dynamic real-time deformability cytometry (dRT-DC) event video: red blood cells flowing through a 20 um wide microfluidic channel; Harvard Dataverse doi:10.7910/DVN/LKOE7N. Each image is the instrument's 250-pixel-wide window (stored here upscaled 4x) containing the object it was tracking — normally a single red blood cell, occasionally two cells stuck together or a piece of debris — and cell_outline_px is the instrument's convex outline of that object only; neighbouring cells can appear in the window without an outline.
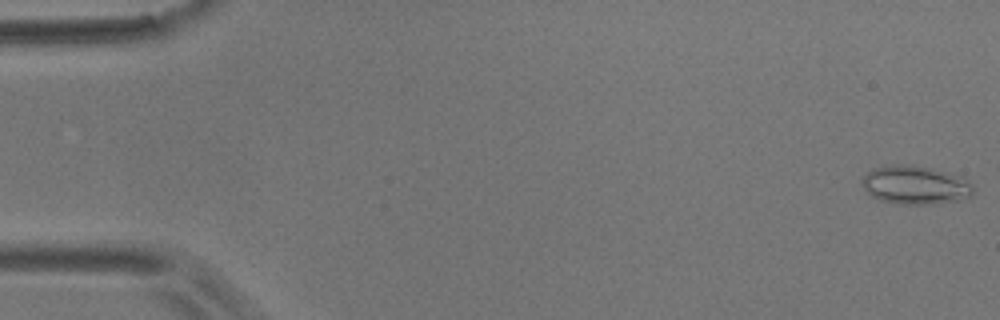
{"species": "common noctule bat (a hibernating species)", "species_latin": "Nyctalus noctula", "temperature_condition": "room temperature", "stored_images_in_passage": 15, "camera_frame_rate_fps": 3000, "um_per_image_px": 0.085, "animal": {"sex": "male", "body_mass_g": 17.9}, "frame": {"image": 1, "passage_image": 1, "time_ms": 0.0, "image_size_px": [1000, 320], "cell_outline_px": [[972, 196], [960, 200], [932, 204], [900, 204], [880, 200], [872, 196], [860, 184], [860, 176], [872, 168], [892, 164], [908, 164], [928, 168], [960, 176], [968, 180], [972, 184]], "centroid_in_image_um": [77.74, 15.72], "position_along_channel_um": 7.3, "area_um2": 25.14}}
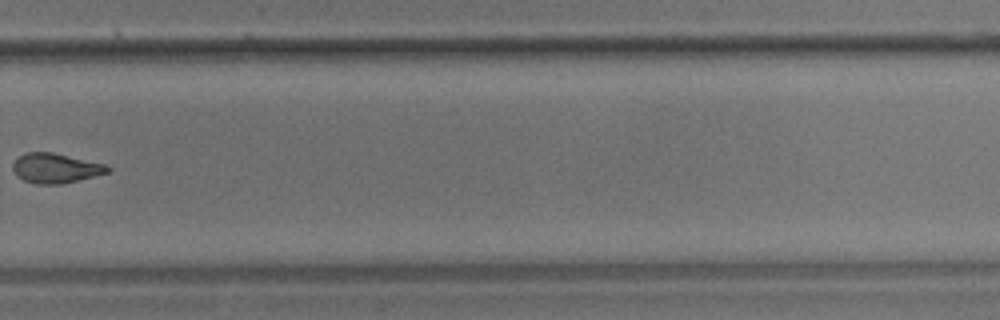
{"frame": {"image": 2, "passage_image": 11, "time_ms": 13.0, "image_size_px": [1000, 320], "cell_outline_px": [[112, 168], [108, 172], [60, 184], [36, 184], [24, 180], [16, 176], [12, 168], [12, 164], [24, 152], [52, 152], [108, 164]], "centroid_in_image_um": [4.72, 14.28], "position_along_channel_um": 325.1, "area_um2": 16.42}}
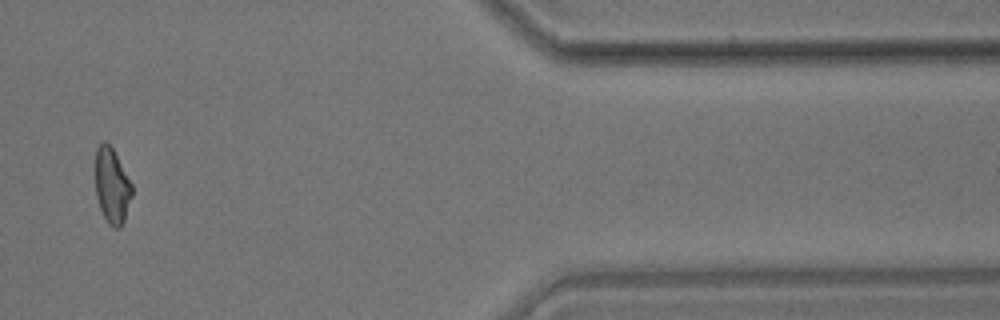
{"frame": {"image": 3, "passage_image": 13, "time_ms": 16.333, "image_size_px": [1000, 320], "cell_outline_px": [[132, 196], [124, 220], [120, 228], [112, 228], [108, 224], [100, 208], [96, 196], [96, 148], [104, 140], [112, 148], [132, 184]], "centroid_in_image_um": [9.52, 15.82], "position_along_channel_um": 401.9, "area_um2": 15.9}, "authors_computed_cell_mechanics": {"area_um2": 17.2822, "velocity_mm_per_s": 3.5249, "shape_relaxation_time_tau1_ms": 10.42, "shape_relaxation_time_tau2_ms": 2.7294, "deformation_change_tau1": 0.219, "deformation_change_tau2": 0.0932}}